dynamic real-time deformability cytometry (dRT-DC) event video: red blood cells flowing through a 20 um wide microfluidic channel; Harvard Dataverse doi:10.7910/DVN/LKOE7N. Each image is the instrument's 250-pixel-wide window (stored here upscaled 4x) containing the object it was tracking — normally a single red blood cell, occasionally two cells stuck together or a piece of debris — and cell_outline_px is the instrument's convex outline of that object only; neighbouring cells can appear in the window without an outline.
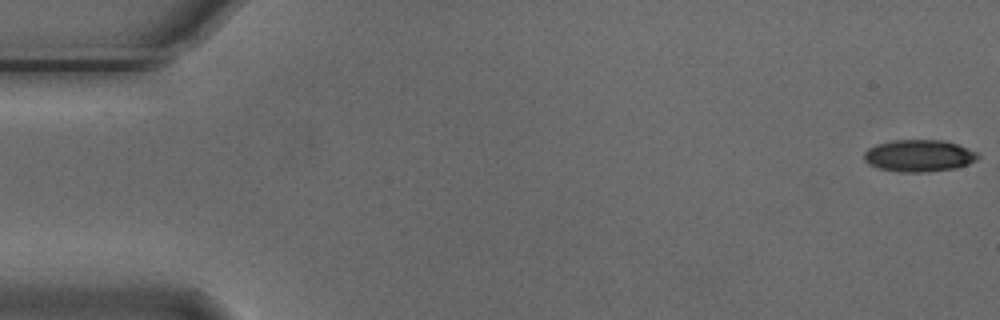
{"species": "Egyptian fruit bat (a non-hibernating species)", "species_latin": "Rousettus aegyptiacus", "temperature_condition": "cold", "stored_images_in_passage": 9, "camera_frame_rate_fps": 3000, "um_per_image_px": 0.085, "animal": {"sex": "male"}, "frame": {"image": 1, "passage_image": 1, "time_ms": 0.0, "image_size_px": [1000, 320], "cell_outline_px": [[980, 156], [976, 160], [968, 164], [956, 168], [928, 172], [900, 172], [880, 168], [868, 164], [864, 160], [864, 152], [868, 148], [876, 144], [892, 140], [944, 140], [956, 144], [976, 152]], "centroid_in_image_um": [78.09, 13.24], "position_along_channel_um": 6.9, "area_um2": 21.21}}